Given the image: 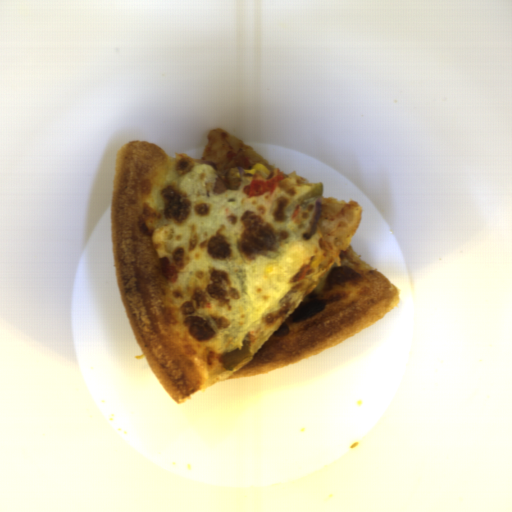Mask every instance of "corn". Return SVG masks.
<instances>
[{
  "label": "corn",
  "mask_w": 512,
  "mask_h": 512,
  "mask_svg": "<svg viewBox=\"0 0 512 512\" xmlns=\"http://www.w3.org/2000/svg\"><path fill=\"white\" fill-rule=\"evenodd\" d=\"M243 178L246 180H252L255 173H258L262 179H267L271 172L263 163H256L251 169H245L242 171Z\"/></svg>",
  "instance_id": "1"
},
{
  "label": "corn",
  "mask_w": 512,
  "mask_h": 512,
  "mask_svg": "<svg viewBox=\"0 0 512 512\" xmlns=\"http://www.w3.org/2000/svg\"><path fill=\"white\" fill-rule=\"evenodd\" d=\"M273 269H274L273 263L270 265H267L265 268V271H264L265 277L270 275L272 273Z\"/></svg>",
  "instance_id": "2"
}]
</instances>
